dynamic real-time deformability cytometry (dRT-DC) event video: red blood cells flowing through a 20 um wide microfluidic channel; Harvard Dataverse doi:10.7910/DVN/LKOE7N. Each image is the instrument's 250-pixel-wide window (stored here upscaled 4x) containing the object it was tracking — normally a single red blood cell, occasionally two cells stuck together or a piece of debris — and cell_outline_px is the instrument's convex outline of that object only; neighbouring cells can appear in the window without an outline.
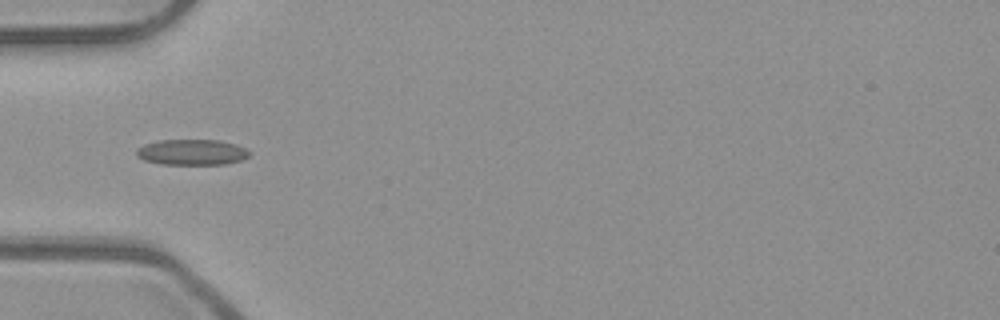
{"species": "common noctule bat (a hibernating species)", "species_latin": "Nyctalus noctula", "temperature_condition": "room temperature", "stored_images_in_passage": 36, "camera_frame_rate_fps": 3000, "um_per_image_px": 0.085, "animal": {"sex": "male", "body_mass_g": 23.1, "forearm_length_mm": 52.7}, "frame": {"image": 1, "passage_image": 1, "time_ms": 0.0, "image_size_px": [1000, 320], "cell_outline_px": [[252, 152], [248, 156], [240, 160], [224, 164], [160, 164], [144, 160], [136, 156], [136, 148], [144, 144], [156, 140], [220, 140], [236, 144]], "centroid_in_image_um": [16.27, 12.93], "position_along_channel_um": 68.7, "area_um2": 16.99}}
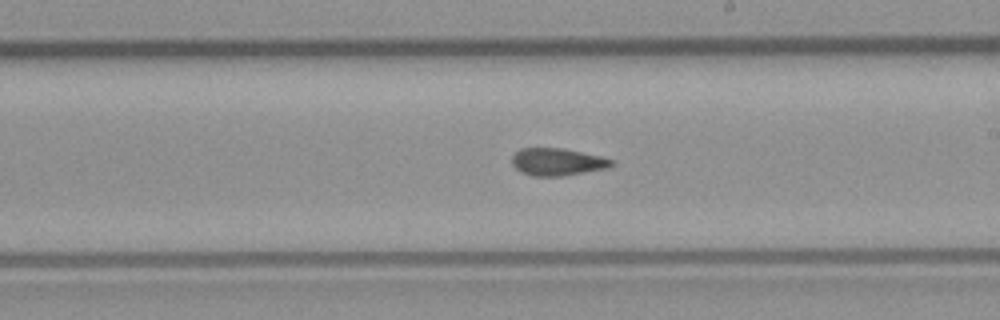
{"frame": {"image": 2, "passage_image": 14, "time_ms": 4.333, "image_size_px": [1000, 320], "cell_outline_px": [[616, 164], [608, 168], [564, 176], [532, 176], [516, 168], [512, 164], [512, 156], [520, 148], [564, 148], [600, 156], [612, 160]], "centroid_in_image_um": [47.4, 13.76], "position_along_channel_um": 241.6, "area_um2": 15.9}}
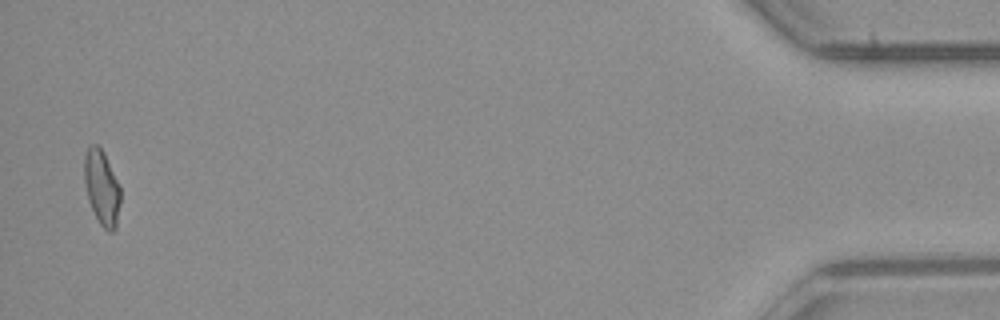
{"frame": {"image": 3, "passage_image": 35, "time_ms": 11.333, "image_size_px": [1000, 320], "cell_outline_px": [[120, 204], [116, 228], [112, 232], [108, 232], [100, 224], [88, 200], [84, 184], [84, 156], [88, 148], [92, 144], [96, 144], [104, 152], [120, 188]], "centroid_in_image_um": [8.64, 15.96], "position_along_channel_um": 426.6, "area_um2": 15.72}, "authors_computed_cell_mechanics": {"area_um2": 15.8661, "velocity_mm_per_s": 3.9725, "shape_relaxation_time_tau1_ms": null, "shape_relaxation_time_tau2_ms": 2.22, "deformation_change_tau1": null, "deformation_change_tau2": 0.0835}}